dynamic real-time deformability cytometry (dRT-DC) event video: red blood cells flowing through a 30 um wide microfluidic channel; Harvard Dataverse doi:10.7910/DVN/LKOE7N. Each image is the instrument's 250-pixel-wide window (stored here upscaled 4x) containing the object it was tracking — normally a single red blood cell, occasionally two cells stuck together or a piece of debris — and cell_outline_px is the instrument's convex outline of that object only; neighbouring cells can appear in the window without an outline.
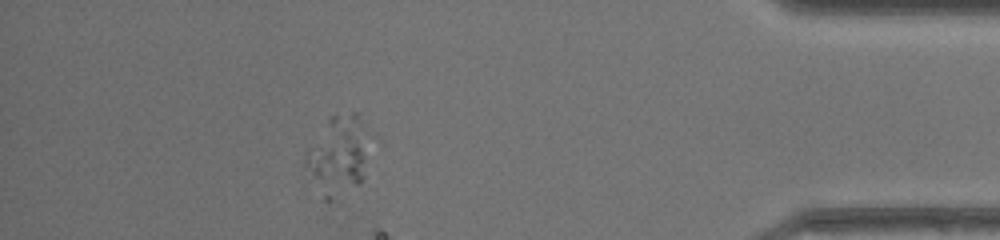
{"species": "common noctule bat (a hibernating species)", "species_latin": "Nyctalus noctula", "temperature_condition": "warm", "stored_images_in_passage": 36, "camera_frame_rate_fps": 3000, "um_per_image_px": 0.085, "animal": {"sex": "female", "body_mass_g": 17.0, "forearm_length_mm": 48.0}, "frame": {"image": 1, "passage_image": 31, "time_ms": 10.0, "image_size_px": [1000, 240], "cell_outline_px": [[364, 176], [356, 184], [316, 176], [304, 164], [304, 156], [308, 148], [328, 116], [352, 112], [356, 112]], "centroid_in_image_um": [28.63, 12.75], "position_along_channel_um": 406.6, "area_um2": 22.37}}